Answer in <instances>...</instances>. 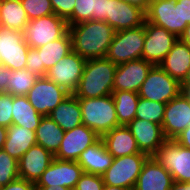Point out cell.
<instances>
[{
    "mask_svg": "<svg viewBox=\"0 0 190 190\" xmlns=\"http://www.w3.org/2000/svg\"><path fill=\"white\" fill-rule=\"evenodd\" d=\"M115 32L107 22L100 20L69 26L72 51L86 60L106 57Z\"/></svg>",
    "mask_w": 190,
    "mask_h": 190,
    "instance_id": "1",
    "label": "cell"
},
{
    "mask_svg": "<svg viewBox=\"0 0 190 190\" xmlns=\"http://www.w3.org/2000/svg\"><path fill=\"white\" fill-rule=\"evenodd\" d=\"M117 65L106 57L86 60L78 88L77 98H97L111 95Z\"/></svg>",
    "mask_w": 190,
    "mask_h": 190,
    "instance_id": "2",
    "label": "cell"
},
{
    "mask_svg": "<svg viewBox=\"0 0 190 190\" xmlns=\"http://www.w3.org/2000/svg\"><path fill=\"white\" fill-rule=\"evenodd\" d=\"M81 106L82 124L94 130L100 137L115 127L118 122L113 96L78 98Z\"/></svg>",
    "mask_w": 190,
    "mask_h": 190,
    "instance_id": "3",
    "label": "cell"
},
{
    "mask_svg": "<svg viewBox=\"0 0 190 190\" xmlns=\"http://www.w3.org/2000/svg\"><path fill=\"white\" fill-rule=\"evenodd\" d=\"M145 40V23L137 28L115 32L106 58L119 65L142 58Z\"/></svg>",
    "mask_w": 190,
    "mask_h": 190,
    "instance_id": "4",
    "label": "cell"
},
{
    "mask_svg": "<svg viewBox=\"0 0 190 190\" xmlns=\"http://www.w3.org/2000/svg\"><path fill=\"white\" fill-rule=\"evenodd\" d=\"M148 157L145 153H137L114 158L112 165L102 174L104 184L134 190Z\"/></svg>",
    "mask_w": 190,
    "mask_h": 190,
    "instance_id": "5",
    "label": "cell"
},
{
    "mask_svg": "<svg viewBox=\"0 0 190 190\" xmlns=\"http://www.w3.org/2000/svg\"><path fill=\"white\" fill-rule=\"evenodd\" d=\"M68 31L67 21L56 14H51L29 20L23 34L25 42L30 47L39 48L63 37Z\"/></svg>",
    "mask_w": 190,
    "mask_h": 190,
    "instance_id": "6",
    "label": "cell"
},
{
    "mask_svg": "<svg viewBox=\"0 0 190 190\" xmlns=\"http://www.w3.org/2000/svg\"><path fill=\"white\" fill-rule=\"evenodd\" d=\"M180 92V83L159 65H154L141 85L138 95L147 100L167 104Z\"/></svg>",
    "mask_w": 190,
    "mask_h": 190,
    "instance_id": "7",
    "label": "cell"
},
{
    "mask_svg": "<svg viewBox=\"0 0 190 190\" xmlns=\"http://www.w3.org/2000/svg\"><path fill=\"white\" fill-rule=\"evenodd\" d=\"M153 157L172 175L176 182H190V149L175 140H166Z\"/></svg>",
    "mask_w": 190,
    "mask_h": 190,
    "instance_id": "8",
    "label": "cell"
},
{
    "mask_svg": "<svg viewBox=\"0 0 190 190\" xmlns=\"http://www.w3.org/2000/svg\"><path fill=\"white\" fill-rule=\"evenodd\" d=\"M146 21L163 27L178 38L188 24H182L181 4L177 0H150Z\"/></svg>",
    "mask_w": 190,
    "mask_h": 190,
    "instance_id": "9",
    "label": "cell"
},
{
    "mask_svg": "<svg viewBox=\"0 0 190 190\" xmlns=\"http://www.w3.org/2000/svg\"><path fill=\"white\" fill-rule=\"evenodd\" d=\"M70 93L63 87L50 81L46 76H40L26 95L30 104L42 116H49Z\"/></svg>",
    "mask_w": 190,
    "mask_h": 190,
    "instance_id": "10",
    "label": "cell"
},
{
    "mask_svg": "<svg viewBox=\"0 0 190 190\" xmlns=\"http://www.w3.org/2000/svg\"><path fill=\"white\" fill-rule=\"evenodd\" d=\"M30 46L18 30L0 31V65L11 70L25 69Z\"/></svg>",
    "mask_w": 190,
    "mask_h": 190,
    "instance_id": "11",
    "label": "cell"
},
{
    "mask_svg": "<svg viewBox=\"0 0 190 190\" xmlns=\"http://www.w3.org/2000/svg\"><path fill=\"white\" fill-rule=\"evenodd\" d=\"M86 59L71 51L46 72V77L70 94L78 88Z\"/></svg>",
    "mask_w": 190,
    "mask_h": 190,
    "instance_id": "12",
    "label": "cell"
},
{
    "mask_svg": "<svg viewBox=\"0 0 190 190\" xmlns=\"http://www.w3.org/2000/svg\"><path fill=\"white\" fill-rule=\"evenodd\" d=\"M179 38L163 27L145 21V40L142 58L159 65Z\"/></svg>",
    "mask_w": 190,
    "mask_h": 190,
    "instance_id": "13",
    "label": "cell"
},
{
    "mask_svg": "<svg viewBox=\"0 0 190 190\" xmlns=\"http://www.w3.org/2000/svg\"><path fill=\"white\" fill-rule=\"evenodd\" d=\"M84 171L77 161L54 158L37 181L36 187L64 186L74 190Z\"/></svg>",
    "mask_w": 190,
    "mask_h": 190,
    "instance_id": "14",
    "label": "cell"
},
{
    "mask_svg": "<svg viewBox=\"0 0 190 190\" xmlns=\"http://www.w3.org/2000/svg\"><path fill=\"white\" fill-rule=\"evenodd\" d=\"M190 125V101L181 91L165 106L162 129L167 140H174Z\"/></svg>",
    "mask_w": 190,
    "mask_h": 190,
    "instance_id": "15",
    "label": "cell"
},
{
    "mask_svg": "<svg viewBox=\"0 0 190 190\" xmlns=\"http://www.w3.org/2000/svg\"><path fill=\"white\" fill-rule=\"evenodd\" d=\"M100 136L92 129L81 124L64 133L61 145L54 158L77 161L80 154L94 144Z\"/></svg>",
    "mask_w": 190,
    "mask_h": 190,
    "instance_id": "16",
    "label": "cell"
},
{
    "mask_svg": "<svg viewBox=\"0 0 190 190\" xmlns=\"http://www.w3.org/2000/svg\"><path fill=\"white\" fill-rule=\"evenodd\" d=\"M154 65L143 58L117 65L113 91H133L138 93Z\"/></svg>",
    "mask_w": 190,
    "mask_h": 190,
    "instance_id": "17",
    "label": "cell"
},
{
    "mask_svg": "<svg viewBox=\"0 0 190 190\" xmlns=\"http://www.w3.org/2000/svg\"><path fill=\"white\" fill-rule=\"evenodd\" d=\"M126 126L136 139L140 151L149 157L153 156L157 149L167 140L162 126L159 124L134 118Z\"/></svg>",
    "mask_w": 190,
    "mask_h": 190,
    "instance_id": "18",
    "label": "cell"
},
{
    "mask_svg": "<svg viewBox=\"0 0 190 190\" xmlns=\"http://www.w3.org/2000/svg\"><path fill=\"white\" fill-rule=\"evenodd\" d=\"M53 159L51 152L38 144L33 145L18 160L19 178L36 184Z\"/></svg>",
    "mask_w": 190,
    "mask_h": 190,
    "instance_id": "19",
    "label": "cell"
},
{
    "mask_svg": "<svg viewBox=\"0 0 190 190\" xmlns=\"http://www.w3.org/2000/svg\"><path fill=\"white\" fill-rule=\"evenodd\" d=\"M173 182L172 175L150 156L143 164L134 190H170Z\"/></svg>",
    "mask_w": 190,
    "mask_h": 190,
    "instance_id": "20",
    "label": "cell"
},
{
    "mask_svg": "<svg viewBox=\"0 0 190 190\" xmlns=\"http://www.w3.org/2000/svg\"><path fill=\"white\" fill-rule=\"evenodd\" d=\"M146 13L143 9L120 0H111L110 15L106 22L117 32L144 25Z\"/></svg>",
    "mask_w": 190,
    "mask_h": 190,
    "instance_id": "21",
    "label": "cell"
},
{
    "mask_svg": "<svg viewBox=\"0 0 190 190\" xmlns=\"http://www.w3.org/2000/svg\"><path fill=\"white\" fill-rule=\"evenodd\" d=\"M113 159L100 137L80 154L77 162L84 173L102 175L112 165Z\"/></svg>",
    "mask_w": 190,
    "mask_h": 190,
    "instance_id": "22",
    "label": "cell"
},
{
    "mask_svg": "<svg viewBox=\"0 0 190 190\" xmlns=\"http://www.w3.org/2000/svg\"><path fill=\"white\" fill-rule=\"evenodd\" d=\"M101 138L107 151L114 158L142 153L137 146L136 139L126 125L113 128Z\"/></svg>",
    "mask_w": 190,
    "mask_h": 190,
    "instance_id": "23",
    "label": "cell"
},
{
    "mask_svg": "<svg viewBox=\"0 0 190 190\" xmlns=\"http://www.w3.org/2000/svg\"><path fill=\"white\" fill-rule=\"evenodd\" d=\"M159 66L181 83L190 67V47L178 39Z\"/></svg>",
    "mask_w": 190,
    "mask_h": 190,
    "instance_id": "24",
    "label": "cell"
},
{
    "mask_svg": "<svg viewBox=\"0 0 190 190\" xmlns=\"http://www.w3.org/2000/svg\"><path fill=\"white\" fill-rule=\"evenodd\" d=\"M49 116L64 132L81 125L82 115L79 99L74 94H69L51 111Z\"/></svg>",
    "mask_w": 190,
    "mask_h": 190,
    "instance_id": "25",
    "label": "cell"
},
{
    "mask_svg": "<svg viewBox=\"0 0 190 190\" xmlns=\"http://www.w3.org/2000/svg\"><path fill=\"white\" fill-rule=\"evenodd\" d=\"M35 144L37 142L34 130L12 124L7 127V138L2 149L16 160H19Z\"/></svg>",
    "mask_w": 190,
    "mask_h": 190,
    "instance_id": "26",
    "label": "cell"
},
{
    "mask_svg": "<svg viewBox=\"0 0 190 190\" xmlns=\"http://www.w3.org/2000/svg\"><path fill=\"white\" fill-rule=\"evenodd\" d=\"M38 49L39 66H44V76L60 59L72 51V41L69 31L61 38L48 42Z\"/></svg>",
    "mask_w": 190,
    "mask_h": 190,
    "instance_id": "27",
    "label": "cell"
},
{
    "mask_svg": "<svg viewBox=\"0 0 190 190\" xmlns=\"http://www.w3.org/2000/svg\"><path fill=\"white\" fill-rule=\"evenodd\" d=\"M28 16L20 0H2L0 7V27L6 30L24 32Z\"/></svg>",
    "mask_w": 190,
    "mask_h": 190,
    "instance_id": "28",
    "label": "cell"
},
{
    "mask_svg": "<svg viewBox=\"0 0 190 190\" xmlns=\"http://www.w3.org/2000/svg\"><path fill=\"white\" fill-rule=\"evenodd\" d=\"M64 133V130L50 116H43L35 131L36 142L55 155L60 148Z\"/></svg>",
    "mask_w": 190,
    "mask_h": 190,
    "instance_id": "29",
    "label": "cell"
},
{
    "mask_svg": "<svg viewBox=\"0 0 190 190\" xmlns=\"http://www.w3.org/2000/svg\"><path fill=\"white\" fill-rule=\"evenodd\" d=\"M42 117L30 104L26 96H13V125L36 131Z\"/></svg>",
    "mask_w": 190,
    "mask_h": 190,
    "instance_id": "30",
    "label": "cell"
},
{
    "mask_svg": "<svg viewBox=\"0 0 190 190\" xmlns=\"http://www.w3.org/2000/svg\"><path fill=\"white\" fill-rule=\"evenodd\" d=\"M117 119L120 125H127L135 118L139 95L133 91L112 92Z\"/></svg>",
    "mask_w": 190,
    "mask_h": 190,
    "instance_id": "31",
    "label": "cell"
},
{
    "mask_svg": "<svg viewBox=\"0 0 190 190\" xmlns=\"http://www.w3.org/2000/svg\"><path fill=\"white\" fill-rule=\"evenodd\" d=\"M38 77L26 68L14 71L9 69V81L6 93L12 96H26Z\"/></svg>",
    "mask_w": 190,
    "mask_h": 190,
    "instance_id": "32",
    "label": "cell"
},
{
    "mask_svg": "<svg viewBox=\"0 0 190 190\" xmlns=\"http://www.w3.org/2000/svg\"><path fill=\"white\" fill-rule=\"evenodd\" d=\"M165 106V103L139 97L135 118L147 120L162 126Z\"/></svg>",
    "mask_w": 190,
    "mask_h": 190,
    "instance_id": "33",
    "label": "cell"
},
{
    "mask_svg": "<svg viewBox=\"0 0 190 190\" xmlns=\"http://www.w3.org/2000/svg\"><path fill=\"white\" fill-rule=\"evenodd\" d=\"M19 178L18 160L3 149L0 150V187L6 186Z\"/></svg>",
    "mask_w": 190,
    "mask_h": 190,
    "instance_id": "34",
    "label": "cell"
},
{
    "mask_svg": "<svg viewBox=\"0 0 190 190\" xmlns=\"http://www.w3.org/2000/svg\"><path fill=\"white\" fill-rule=\"evenodd\" d=\"M29 20L54 14L50 0H20Z\"/></svg>",
    "mask_w": 190,
    "mask_h": 190,
    "instance_id": "35",
    "label": "cell"
},
{
    "mask_svg": "<svg viewBox=\"0 0 190 190\" xmlns=\"http://www.w3.org/2000/svg\"><path fill=\"white\" fill-rule=\"evenodd\" d=\"M95 0H75L72 16L67 20L68 26L93 20Z\"/></svg>",
    "mask_w": 190,
    "mask_h": 190,
    "instance_id": "36",
    "label": "cell"
},
{
    "mask_svg": "<svg viewBox=\"0 0 190 190\" xmlns=\"http://www.w3.org/2000/svg\"><path fill=\"white\" fill-rule=\"evenodd\" d=\"M13 96L6 92H0V126L12 125Z\"/></svg>",
    "mask_w": 190,
    "mask_h": 190,
    "instance_id": "37",
    "label": "cell"
},
{
    "mask_svg": "<svg viewBox=\"0 0 190 190\" xmlns=\"http://www.w3.org/2000/svg\"><path fill=\"white\" fill-rule=\"evenodd\" d=\"M103 187L102 175L83 173L74 190H102Z\"/></svg>",
    "mask_w": 190,
    "mask_h": 190,
    "instance_id": "38",
    "label": "cell"
},
{
    "mask_svg": "<svg viewBox=\"0 0 190 190\" xmlns=\"http://www.w3.org/2000/svg\"><path fill=\"white\" fill-rule=\"evenodd\" d=\"M54 14L68 20L73 13L75 0H50Z\"/></svg>",
    "mask_w": 190,
    "mask_h": 190,
    "instance_id": "39",
    "label": "cell"
},
{
    "mask_svg": "<svg viewBox=\"0 0 190 190\" xmlns=\"http://www.w3.org/2000/svg\"><path fill=\"white\" fill-rule=\"evenodd\" d=\"M26 69L35 73L37 76H44V66H39L38 49L30 47L27 55Z\"/></svg>",
    "mask_w": 190,
    "mask_h": 190,
    "instance_id": "40",
    "label": "cell"
},
{
    "mask_svg": "<svg viewBox=\"0 0 190 190\" xmlns=\"http://www.w3.org/2000/svg\"><path fill=\"white\" fill-rule=\"evenodd\" d=\"M111 0H95L93 20L106 22L110 15Z\"/></svg>",
    "mask_w": 190,
    "mask_h": 190,
    "instance_id": "41",
    "label": "cell"
},
{
    "mask_svg": "<svg viewBox=\"0 0 190 190\" xmlns=\"http://www.w3.org/2000/svg\"><path fill=\"white\" fill-rule=\"evenodd\" d=\"M0 190H37V188L35 183L17 178L6 186L0 187Z\"/></svg>",
    "mask_w": 190,
    "mask_h": 190,
    "instance_id": "42",
    "label": "cell"
},
{
    "mask_svg": "<svg viewBox=\"0 0 190 190\" xmlns=\"http://www.w3.org/2000/svg\"><path fill=\"white\" fill-rule=\"evenodd\" d=\"M182 147L190 149V125L183 130L175 139Z\"/></svg>",
    "mask_w": 190,
    "mask_h": 190,
    "instance_id": "43",
    "label": "cell"
},
{
    "mask_svg": "<svg viewBox=\"0 0 190 190\" xmlns=\"http://www.w3.org/2000/svg\"><path fill=\"white\" fill-rule=\"evenodd\" d=\"M181 4L182 24H190V0H177Z\"/></svg>",
    "mask_w": 190,
    "mask_h": 190,
    "instance_id": "44",
    "label": "cell"
},
{
    "mask_svg": "<svg viewBox=\"0 0 190 190\" xmlns=\"http://www.w3.org/2000/svg\"><path fill=\"white\" fill-rule=\"evenodd\" d=\"M9 68L0 65V92H6L9 81Z\"/></svg>",
    "mask_w": 190,
    "mask_h": 190,
    "instance_id": "45",
    "label": "cell"
},
{
    "mask_svg": "<svg viewBox=\"0 0 190 190\" xmlns=\"http://www.w3.org/2000/svg\"><path fill=\"white\" fill-rule=\"evenodd\" d=\"M120 1L137 6L141 9H143L145 12L147 11V9L149 7V3H150V0H120Z\"/></svg>",
    "mask_w": 190,
    "mask_h": 190,
    "instance_id": "46",
    "label": "cell"
},
{
    "mask_svg": "<svg viewBox=\"0 0 190 190\" xmlns=\"http://www.w3.org/2000/svg\"><path fill=\"white\" fill-rule=\"evenodd\" d=\"M179 40L190 47V24L186 26L183 33L179 36Z\"/></svg>",
    "mask_w": 190,
    "mask_h": 190,
    "instance_id": "47",
    "label": "cell"
},
{
    "mask_svg": "<svg viewBox=\"0 0 190 190\" xmlns=\"http://www.w3.org/2000/svg\"><path fill=\"white\" fill-rule=\"evenodd\" d=\"M170 190H190V182L174 181Z\"/></svg>",
    "mask_w": 190,
    "mask_h": 190,
    "instance_id": "48",
    "label": "cell"
},
{
    "mask_svg": "<svg viewBox=\"0 0 190 190\" xmlns=\"http://www.w3.org/2000/svg\"><path fill=\"white\" fill-rule=\"evenodd\" d=\"M7 138V127L0 126V150L3 148Z\"/></svg>",
    "mask_w": 190,
    "mask_h": 190,
    "instance_id": "49",
    "label": "cell"
},
{
    "mask_svg": "<svg viewBox=\"0 0 190 190\" xmlns=\"http://www.w3.org/2000/svg\"><path fill=\"white\" fill-rule=\"evenodd\" d=\"M37 190H71L67 187H64V186H49V187H36Z\"/></svg>",
    "mask_w": 190,
    "mask_h": 190,
    "instance_id": "50",
    "label": "cell"
},
{
    "mask_svg": "<svg viewBox=\"0 0 190 190\" xmlns=\"http://www.w3.org/2000/svg\"><path fill=\"white\" fill-rule=\"evenodd\" d=\"M180 87H181V91L190 101V85H180Z\"/></svg>",
    "mask_w": 190,
    "mask_h": 190,
    "instance_id": "51",
    "label": "cell"
},
{
    "mask_svg": "<svg viewBox=\"0 0 190 190\" xmlns=\"http://www.w3.org/2000/svg\"><path fill=\"white\" fill-rule=\"evenodd\" d=\"M102 190H132V189H127V188H123V187L111 186V185L104 184V187Z\"/></svg>",
    "mask_w": 190,
    "mask_h": 190,
    "instance_id": "52",
    "label": "cell"
},
{
    "mask_svg": "<svg viewBox=\"0 0 190 190\" xmlns=\"http://www.w3.org/2000/svg\"><path fill=\"white\" fill-rule=\"evenodd\" d=\"M180 85H190V67H189V70L187 71L185 78L180 83Z\"/></svg>",
    "mask_w": 190,
    "mask_h": 190,
    "instance_id": "53",
    "label": "cell"
}]
</instances>
